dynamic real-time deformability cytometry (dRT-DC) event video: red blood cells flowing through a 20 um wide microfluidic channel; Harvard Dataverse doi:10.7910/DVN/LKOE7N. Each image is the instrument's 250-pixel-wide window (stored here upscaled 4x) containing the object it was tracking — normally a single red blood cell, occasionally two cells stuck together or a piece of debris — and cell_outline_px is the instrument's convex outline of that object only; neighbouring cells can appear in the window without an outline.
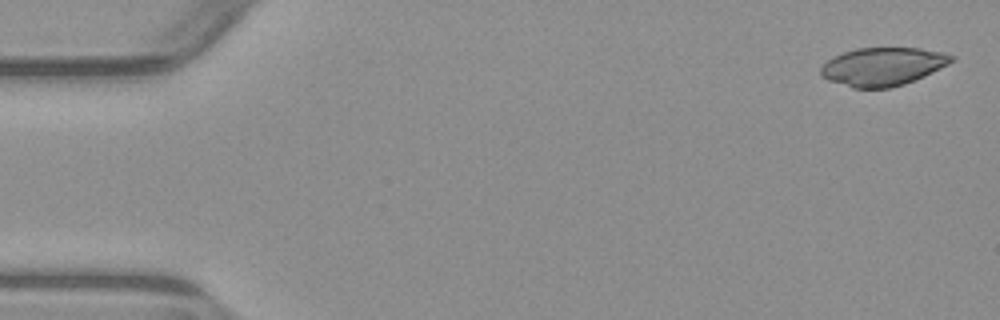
{"species": "common noctule bat (a hibernating species)", "species_latin": "Nyctalus noctula", "temperature_condition": "warm", "stored_images_in_passage": 5, "segment_of_instrument_passage": [1, 2], "camera_frame_rate_fps": 3000, "um_per_image_px": 0.085, "animal": {"sex": "male", "body_mass_g": 23.1, "forearm_length_mm": 52.7}, "frame": {"image": 1, "passage_image": 1, "time_ms": 0.0, "image_size_px": [1000, 320], "cell_outline_px": [[956, 60], [924, 76], [904, 84], [888, 88], [852, 88], [828, 80], [820, 76], [820, 68], [832, 56], [856, 48], [920, 48], [944, 52], [956, 56]], "centroid_in_image_um": [75.04, 5.65], "position_along_channel_um": 10.0, "area_um2": 29.25}}